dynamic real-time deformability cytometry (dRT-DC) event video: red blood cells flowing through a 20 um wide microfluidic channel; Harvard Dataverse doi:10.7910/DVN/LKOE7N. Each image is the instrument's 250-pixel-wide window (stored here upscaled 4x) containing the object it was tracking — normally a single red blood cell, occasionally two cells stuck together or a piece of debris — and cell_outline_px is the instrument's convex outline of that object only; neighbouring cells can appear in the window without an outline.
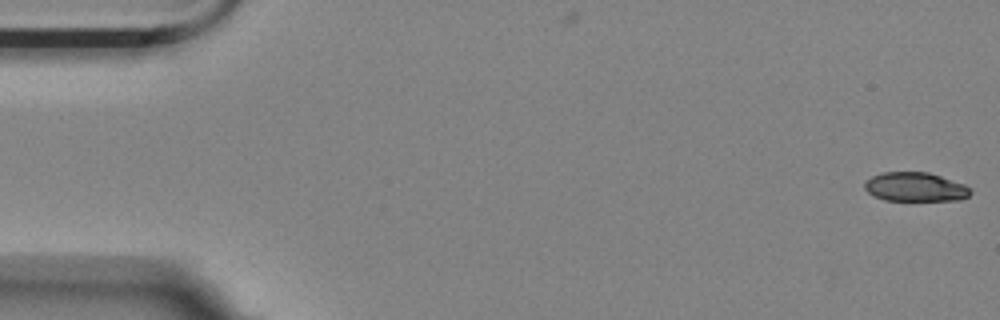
{"species": "Egyptian fruit bat (a non-hibernating species)", "species_latin": "Rousettus aegyptiacus", "temperature_condition": "room temperature", "stored_images_in_passage": 57, "camera_frame_rate_fps": 3000, "um_per_image_px": 0.085, "animal": {"sex": "female"}, "frame": {"image": 1, "passage_image": 1, "time_ms": 0.0, "image_size_px": [1000, 320], "cell_outline_px": [[972, 192], [968, 196], [960, 200], [884, 200], [868, 192], [864, 188], [864, 184], [872, 176], [880, 172], [928, 172], [964, 184]], "centroid_in_image_um": [77.79, 15.89], "position_along_channel_um": 7.2, "area_um2": 17.74}}
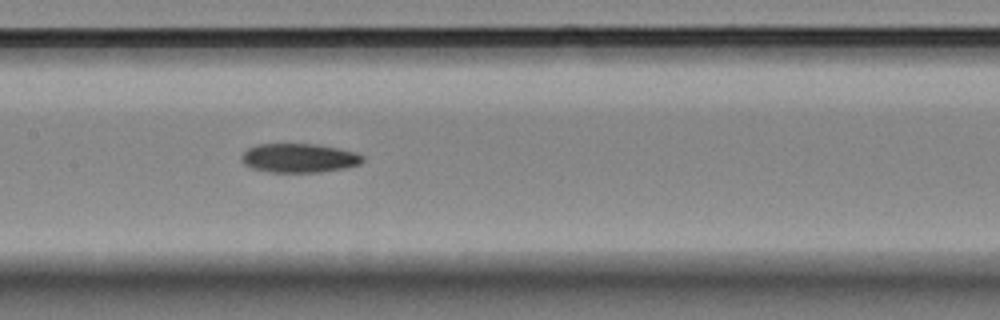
{"frame": {"image": 2, "passage_image": 27, "time_ms": 8.667, "image_size_px": [1000, 320], "cell_outline_px": [[364, 160], [360, 164], [344, 168], [320, 172], [268, 172], [252, 168], [244, 164], [240, 160], [240, 156], [248, 148], [256, 144], [316, 144], [356, 152], [364, 156]], "centroid_in_image_um": [25.4, 13.43], "position_along_channel_um": 182.0, "area_um2": 20.58}}
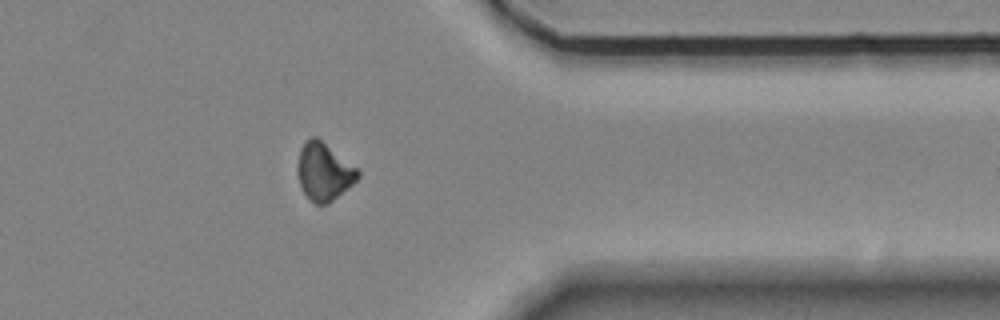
{"frame": {"image": 3, "passage_image": 45, "time_ms": 14.667, "image_size_px": [1000, 320], "cell_outline_px": [[360, 176], [352, 184], [328, 204], [316, 204], [300, 188], [296, 172], [296, 164], [300, 148], [304, 140], [312, 136], [316, 136], [356, 168], [360, 172]], "centroid_in_image_um": [27.47, 14.57], "position_along_channel_um": 383.9, "area_um2": 20.17}}